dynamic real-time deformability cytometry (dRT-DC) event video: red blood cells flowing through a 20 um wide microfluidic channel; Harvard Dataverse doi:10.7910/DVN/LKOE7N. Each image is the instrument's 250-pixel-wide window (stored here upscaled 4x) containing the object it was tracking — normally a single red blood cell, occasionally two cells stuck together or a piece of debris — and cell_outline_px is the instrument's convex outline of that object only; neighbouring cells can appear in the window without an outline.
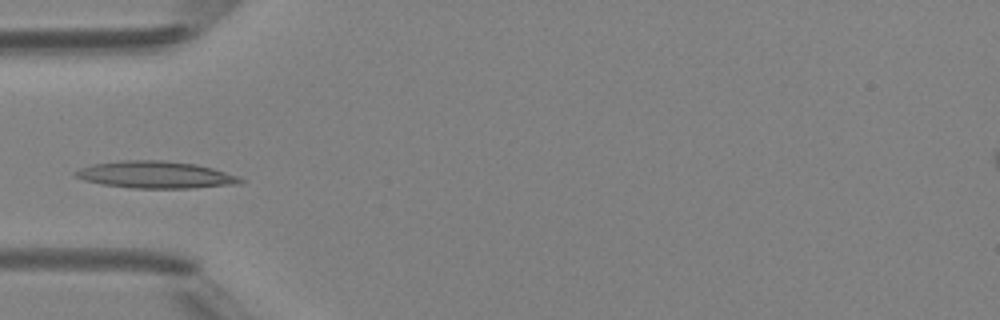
{"species": "Egyptian fruit bat (a non-hibernating species)", "species_latin": "Rousettus aegyptiacus", "temperature_condition": "room temperature", "stored_images_in_passage": 3, "camera_frame_rate_fps": 3000, "um_per_image_px": 0.085, "animal": {"sex": "female"}, "frame": {"image": 1, "passage_image": 3, "time_ms": 2.0, "image_size_px": [1000, 320], "cell_outline_px": [[244, 184], [192, 188], [132, 188], [100, 184], [84, 180], [72, 176], [72, 172], [80, 168], [92, 164], [120, 160], [164, 160], [196, 164], [212, 168], [236, 176], [244, 180]], "centroid_in_image_um": [13.18, 14.85], "position_along_channel_um": 71.8, "area_um2": 26.24}}